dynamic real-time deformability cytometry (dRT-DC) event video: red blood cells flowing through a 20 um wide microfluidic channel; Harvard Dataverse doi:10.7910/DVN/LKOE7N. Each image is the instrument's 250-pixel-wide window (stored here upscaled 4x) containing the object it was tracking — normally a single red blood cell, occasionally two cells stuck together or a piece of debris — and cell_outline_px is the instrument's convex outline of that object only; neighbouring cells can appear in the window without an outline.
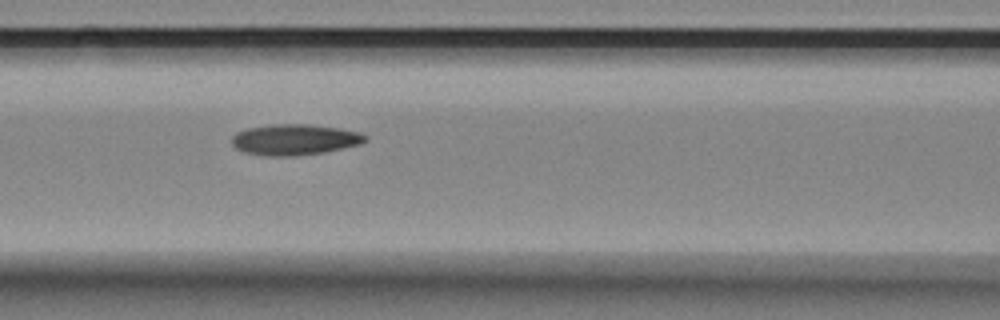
{"species": "Egyptian fruit bat (a non-hibernating species)", "species_latin": "Rousettus aegyptiacus", "temperature_condition": "room temperature", "stored_images_in_passage": 5, "camera_frame_rate_fps": 3000, "um_per_image_px": 0.085, "animal": {"sex": "female"}, "frame": {"image": 1, "passage_image": 4, "time_ms": 1.0, "image_size_px": [1000, 320], "cell_outline_px": [[368, 140], [360, 144], [324, 152], [296, 156], [264, 156], [244, 152], [236, 148], [232, 144], [232, 136], [236, 132], [248, 128], [272, 124], [308, 124], [340, 128], [360, 132], [368, 136]], "centroid_in_image_um": [25.05, 11.86], "position_along_channel_um": 141.5, "area_um2": 24.16}}
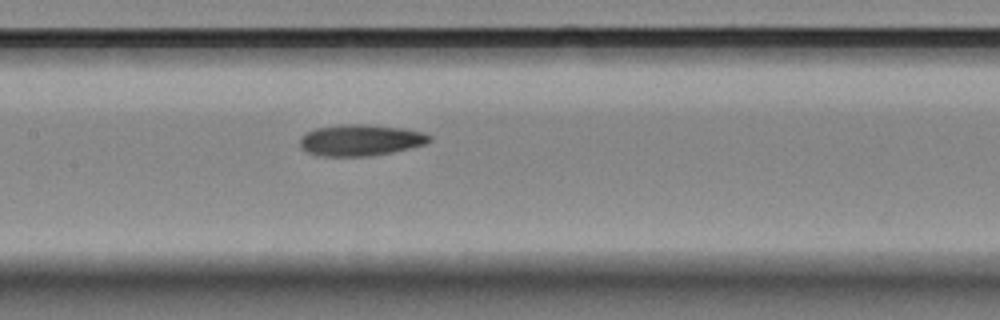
{"frame": {"image": 2, "passage_image": 5, "time_ms": 1.333, "image_size_px": [1000, 320], "cell_outline_px": [[432, 140], [428, 144], [392, 152], [372, 156], [320, 156], [308, 152], [300, 148], [300, 136], [316, 128], [344, 124], [368, 124], [404, 128], [424, 132], [432, 136]], "centroid_in_image_um": [30.69, 11.91], "position_along_channel_um": 176.7, "area_um2": 23.93}}